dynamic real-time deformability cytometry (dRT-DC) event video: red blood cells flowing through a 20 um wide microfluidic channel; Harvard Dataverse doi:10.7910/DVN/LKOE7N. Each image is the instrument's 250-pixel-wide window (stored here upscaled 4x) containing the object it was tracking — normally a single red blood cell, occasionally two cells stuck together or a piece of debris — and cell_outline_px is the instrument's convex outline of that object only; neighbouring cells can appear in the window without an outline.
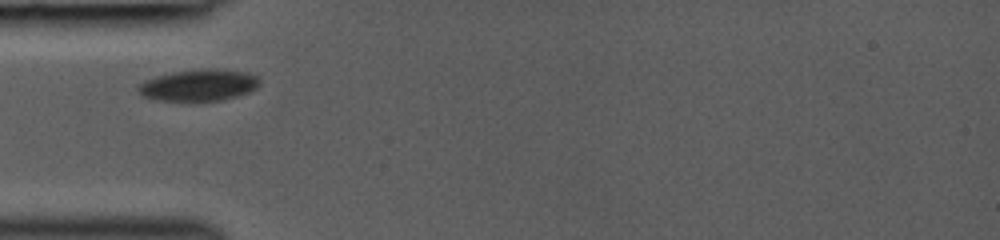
{"species": "common noctule bat (a hibernating species)", "species_latin": "Nyctalus noctula", "temperature_condition": "room temperature", "stored_images_in_passage": 27, "camera_frame_rate_fps": 3000, "um_per_image_px": 0.085, "animal": {"sex": "female", "body_mass_g": 19.0, "forearm_length_mm": 53.3}, "frame": {"image": 1, "passage_image": 1, "time_ms": 0.0, "image_size_px": [1000, 240], "cell_outline_px": [[260, 84], [252, 92], [224, 100], [152, 100], [144, 96], [136, 88], [140, 84], [156, 76], [176, 72], [244, 72], [256, 76], [260, 80]], "centroid_in_image_um": [16.91, 7.31], "position_along_channel_um": 68.1, "area_um2": 21.04}}
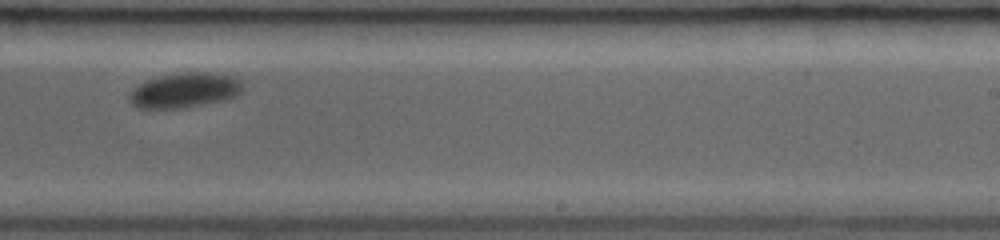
{"frame": {"image": 2, "passage_image": 16, "time_ms": 5.0, "image_size_px": [1000, 240], "cell_outline_px": [[240, 92], [236, 96], [228, 100], [184, 108], [136, 108], [128, 100], [128, 96], [132, 88], [144, 80], [160, 76], [184, 72], [204, 72], [232, 76], [240, 80]], "centroid_in_image_um": [15.64, 7.69], "position_along_channel_um": 273.4, "area_um2": 23.24}}
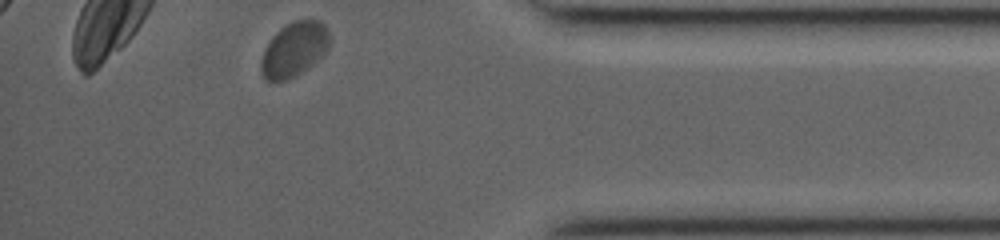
{"frame": {"image": 3, "passage_image": 27, "time_ms": 8.667, "image_size_px": [1000, 240], "cell_outline_px": [[332, 40], [324, 56], [296, 76], [288, 80], [268, 80], [264, 76], [260, 68], [260, 60], [264, 48], [272, 36], [284, 24], [292, 20], [320, 20], [324, 24]], "centroid_in_image_um": [25.02, 4.18], "position_along_channel_um": 410.2, "area_um2": 22.14}}